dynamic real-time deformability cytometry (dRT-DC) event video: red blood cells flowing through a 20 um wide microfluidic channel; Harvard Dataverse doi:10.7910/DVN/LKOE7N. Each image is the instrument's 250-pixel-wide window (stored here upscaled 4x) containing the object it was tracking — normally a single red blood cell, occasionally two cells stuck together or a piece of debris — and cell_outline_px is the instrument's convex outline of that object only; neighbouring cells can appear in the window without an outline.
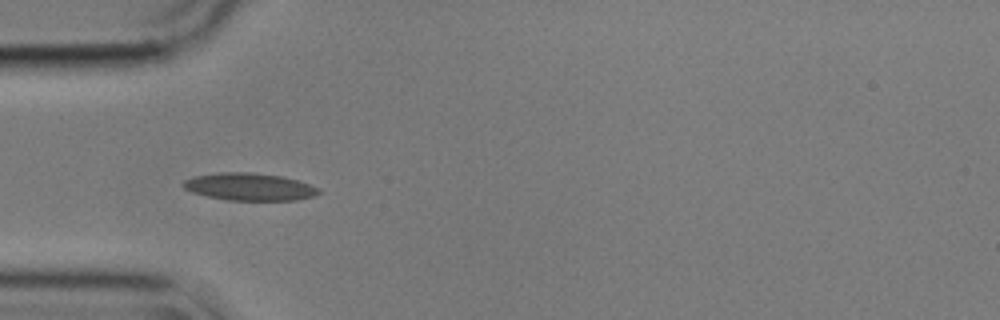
{"species": "common noctule bat (a hibernating species)", "species_latin": "Nyctalus noctula", "temperature_condition": "cold", "stored_images_in_passage": 6, "camera_frame_rate_fps": 3000, "um_per_image_px": 0.085, "animal": {"sex": "male", "body_mass_g": 17.9}, "frame": {"image": 1, "passage_image": 1, "time_ms": 0.0, "image_size_px": [1000, 320], "cell_outline_px": [[320, 192], [312, 196], [296, 200], [228, 200], [208, 196], [192, 192], [184, 188], [180, 184], [184, 180], [196, 176], [220, 172], [252, 172], [284, 176], [320, 188]], "centroid_in_image_um": [21.19, 15.87], "position_along_channel_um": 63.8, "area_um2": 21.56}}
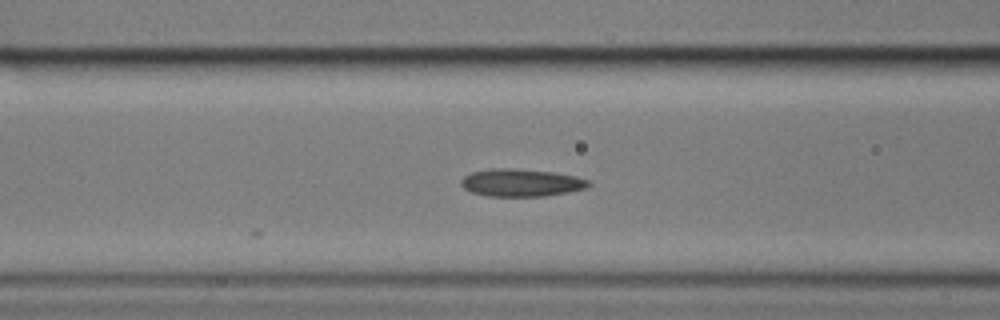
{"frame": {"image": 2, "passage_image": 6, "time_ms": 1.667, "image_size_px": [1000, 320], "cell_outline_px": [[592, 184], [584, 188], [568, 192], [544, 196], [488, 196], [472, 192], [464, 188], [460, 184], [460, 180], [464, 176], [472, 172], [488, 168], [516, 168], [552, 172], [576, 176], [592, 180]], "centroid_in_image_um": [44.3, 15.52], "position_along_channel_um": 122.3, "area_um2": 20.63}}